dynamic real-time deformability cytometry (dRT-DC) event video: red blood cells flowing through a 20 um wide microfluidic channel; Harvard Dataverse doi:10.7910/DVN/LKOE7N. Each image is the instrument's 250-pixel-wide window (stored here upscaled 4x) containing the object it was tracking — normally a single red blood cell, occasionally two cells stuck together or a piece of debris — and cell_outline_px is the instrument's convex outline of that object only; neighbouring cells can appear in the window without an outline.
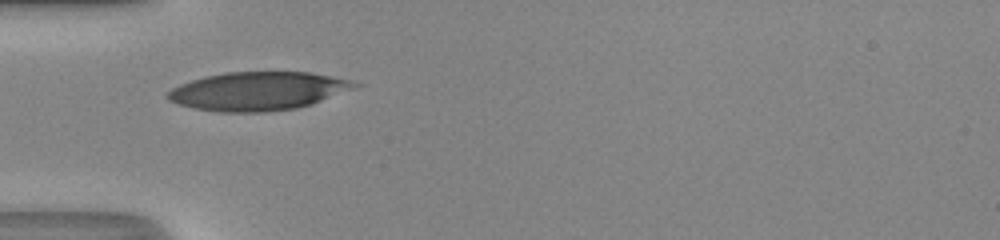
{"species": "human", "species_latin": "Homo sapiens", "temperature_condition": "room temperature", "stored_images_in_passage": 25, "camera_frame_rate_fps": 3000, "um_per_image_px": 0.085, "donor": {"sex": "male"}, "frame": {"image": 1, "passage_image": 1, "time_ms": 0.0, "image_size_px": [1000, 240], "cell_outline_px": [[364, 84], [356, 88], [312, 104], [296, 108], [264, 112], [220, 112], [196, 108], [180, 104], [168, 100], [164, 96], [172, 88], [180, 84], [204, 76], [228, 72], [312, 72], [332, 76]], "centroid_in_image_um": [21.95, 7.74], "position_along_channel_um": 63.0, "area_um2": 41.91}}
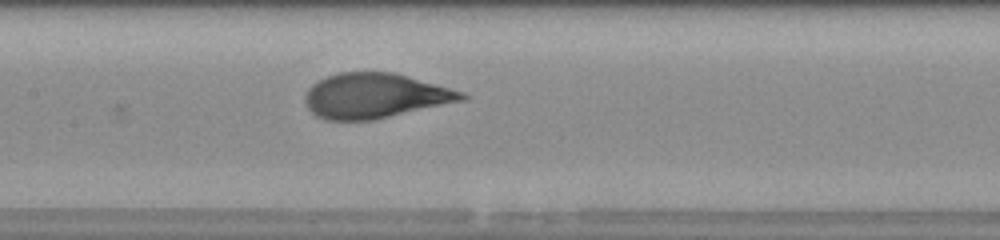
{"frame": {"image": 2, "passage_image": 9, "time_ms": 2.667, "image_size_px": [1000, 240], "cell_outline_px": [[468, 100], [372, 120], [328, 120], [316, 116], [308, 108], [304, 100], [304, 96], [308, 88], [312, 84], [328, 76], [340, 72], [396, 72], [464, 92], [468, 96]], "centroid_in_image_um": [31.91, 8.14], "position_along_channel_um": 175.5, "area_um2": 41.21}}
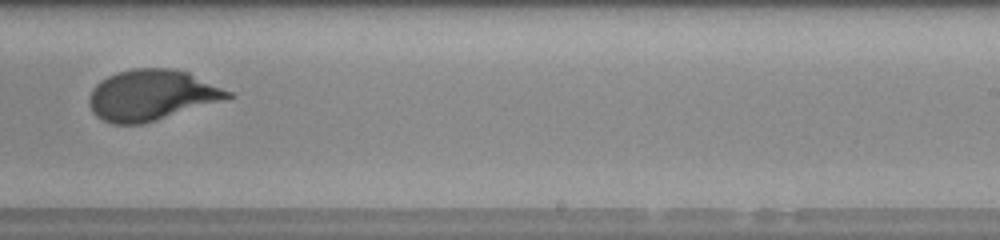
{"frame": {"image": 3, "passage_image": 16, "time_ms": 5.0, "image_size_px": [1000, 240], "cell_outline_px": [[236, 96], [156, 120], [140, 124], [112, 124], [96, 116], [92, 112], [88, 104], [88, 96], [92, 88], [100, 80], [116, 72], [132, 68], [172, 68], [188, 72], [232, 92]], "centroid_in_image_um": [12.84, 8.07], "position_along_channel_um": 276.2, "area_um2": 40.98}, "authors_computed_cell_mechanics": {"area_um2": 41.4426, "velocity_mm_per_s": 4.3232, "shape_relaxation_time_tau1_ms": 4.4047, "shape_relaxation_time_tau2_ms": null, "deformation_change_tau1": 0.2319, "deformation_change_tau2": null}}